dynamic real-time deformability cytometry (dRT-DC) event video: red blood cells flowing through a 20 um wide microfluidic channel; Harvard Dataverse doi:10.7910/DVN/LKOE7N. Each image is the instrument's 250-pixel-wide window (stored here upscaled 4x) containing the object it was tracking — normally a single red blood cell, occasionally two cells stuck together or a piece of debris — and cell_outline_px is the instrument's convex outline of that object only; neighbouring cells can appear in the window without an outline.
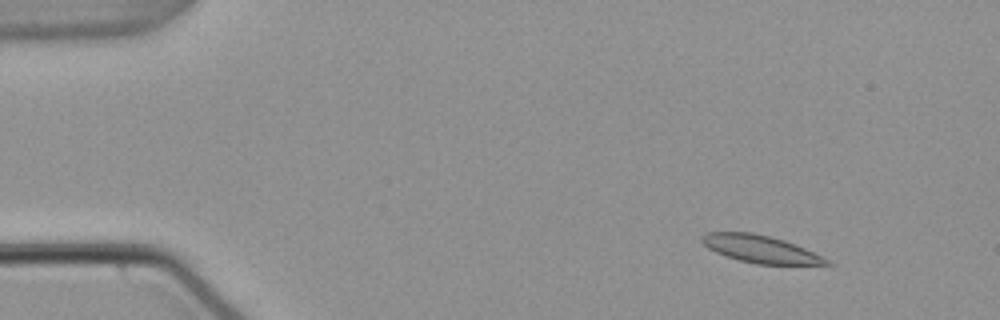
{"species": "common noctule bat (a hibernating species)", "species_latin": "Nyctalus noctula", "temperature_condition": "warm", "stored_images_in_passage": 49, "camera_frame_rate_fps": 3000, "um_per_image_px": 0.085, "animal": {"sex": "male", "body_mass_g": 21.5, "forearm_length_mm": 52.0}, "frame": {"image": 1, "passage_image": 1, "time_ms": 0.0, "image_size_px": [1000, 320], "cell_outline_px": [[836, 264], [756, 264], [740, 260], [716, 252], [708, 248], [700, 240], [700, 236], [708, 232], [752, 232], [784, 240], [796, 244]], "centroid_in_image_um": [64.59, 21.15], "position_along_channel_um": 20.4, "area_um2": 19.59}}
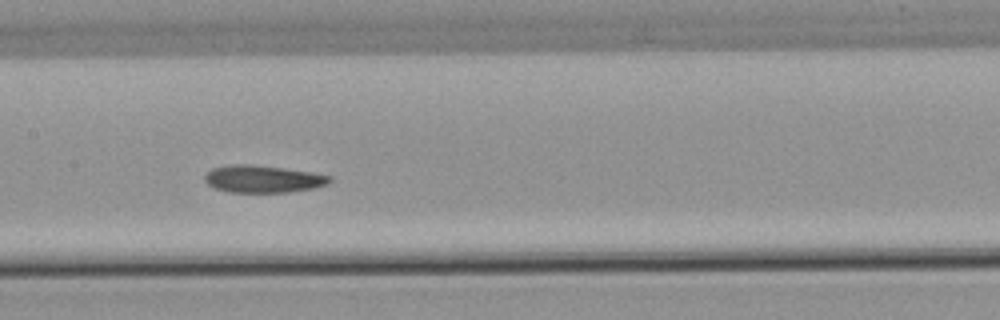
{"frame": {"image": 2, "passage_image": 22, "time_ms": 7.0, "image_size_px": [1000, 320], "cell_outline_px": [[332, 180], [328, 184], [316, 188], [288, 192], [228, 192], [216, 188], [208, 184], [204, 180], [204, 176], [212, 168], [228, 164], [252, 164], [308, 172], [332, 176]], "centroid_in_image_um": [22.34, 15.21], "position_along_channel_um": 185.1, "area_um2": 19.83}}
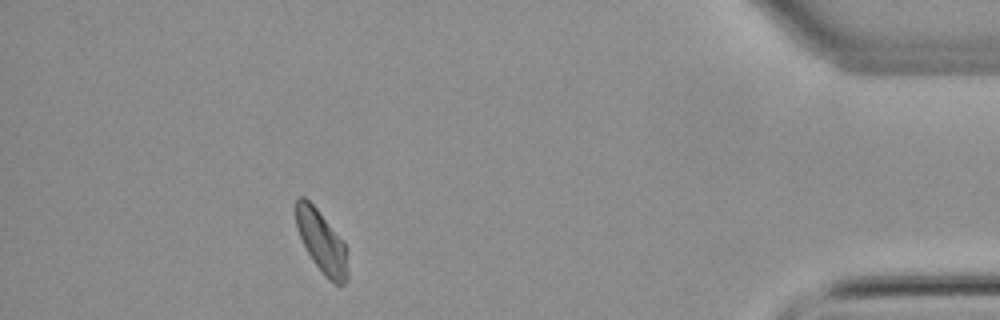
{"frame": {"image": 3, "passage_image": 44, "time_ms": 14.333, "image_size_px": [1000, 320], "cell_outline_px": [[348, 280], [344, 284], [336, 284], [328, 280], [324, 276], [312, 260], [296, 228], [296, 200], [300, 196], [304, 196], [316, 208], [344, 240], [348, 272]], "centroid_in_image_um": [27.35, 20.57], "position_along_channel_um": 407.8, "area_um2": 18.73}, "authors_computed_cell_mechanics": {"area_um2": 19.8254, "velocity_mm_per_s": 3.7553, "shape_relaxation_time_tau1_ms": null, "shape_relaxation_time_tau2_ms": 9.079, "deformation_change_tau1": null, "deformation_change_tau2": 0.1291}}